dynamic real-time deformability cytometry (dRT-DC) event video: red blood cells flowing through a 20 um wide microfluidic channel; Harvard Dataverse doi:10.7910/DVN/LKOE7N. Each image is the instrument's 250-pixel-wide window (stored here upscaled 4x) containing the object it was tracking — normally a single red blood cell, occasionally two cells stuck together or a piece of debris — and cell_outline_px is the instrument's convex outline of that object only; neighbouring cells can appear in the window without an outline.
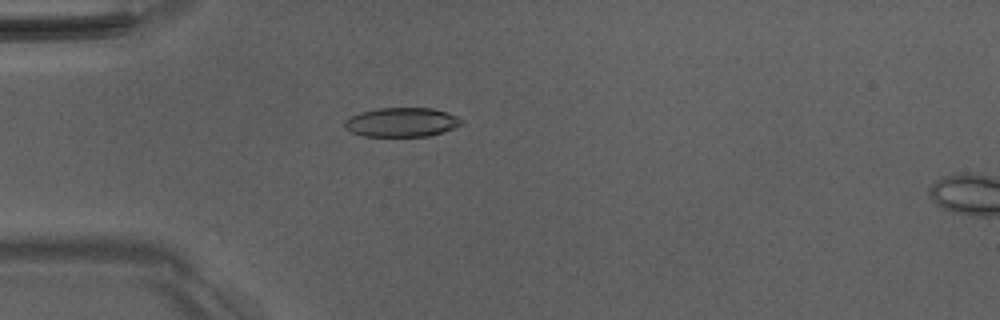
{"species": "Egyptian fruit bat (a non-hibernating species)", "species_latin": "Rousettus aegyptiacus", "temperature_condition": "room temperature", "stored_images_in_passage": 44, "camera_frame_rate_fps": 3000, "um_per_image_px": 0.085, "animal": {"sex": "male"}, "frame": {"image": 1, "passage_image": 15, "time_ms": 4.667, "image_size_px": [1000, 320], "cell_outline_px": [[464, 124], [428, 136], [364, 136], [352, 132], [344, 128], [344, 120], [360, 112], [380, 108], [432, 108], [456, 116], [464, 120]], "centroid_in_image_um": [34.12, 10.39], "position_along_channel_um": 50.9, "area_um2": 19.71}}
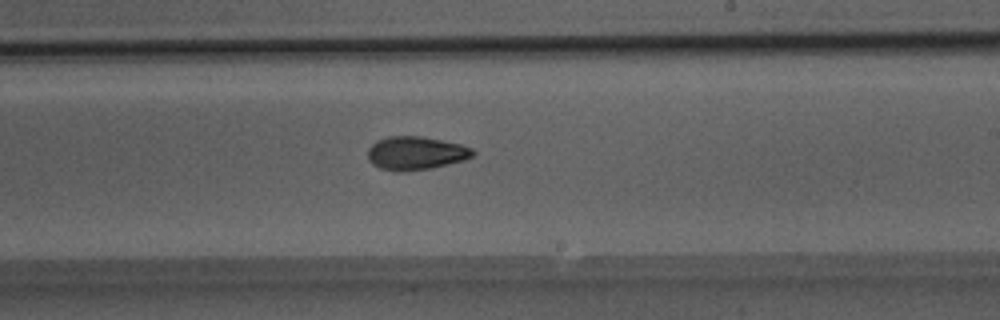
{"frame": {"image": 2, "passage_image": 31, "time_ms": 10.0, "image_size_px": [1000, 320], "cell_outline_px": [[476, 152], [472, 156], [464, 160], [432, 168], [404, 172], [396, 172], [380, 168], [372, 164], [368, 160], [368, 148], [376, 140], [388, 136], [420, 136], [460, 144], [472, 148]], "centroid_in_image_um": [35.31, 13.03], "position_along_channel_um": 253.7, "area_um2": 20.58}}
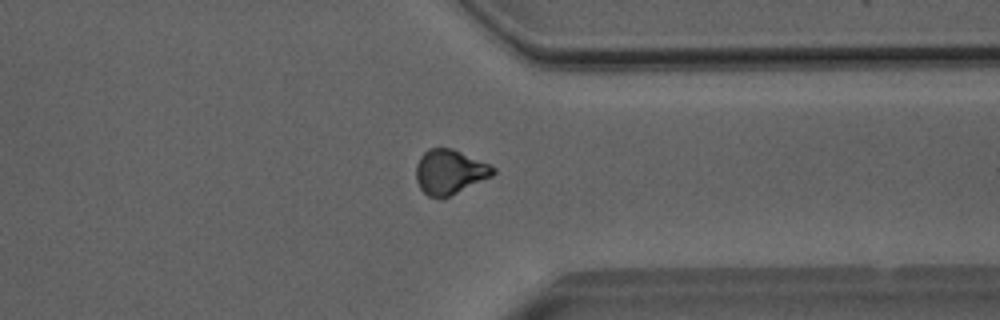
{"frame": {"image": 3, "passage_image": 40, "time_ms": 13.0, "image_size_px": [1000, 320], "cell_outline_px": [[496, 172], [492, 176], [440, 200], [428, 196], [420, 188], [416, 180], [416, 164], [420, 156], [428, 148], [452, 148], [488, 164], [496, 168]], "centroid_in_image_um": [38.19, 14.62], "position_along_channel_um": 373.2, "area_um2": 20.0}}